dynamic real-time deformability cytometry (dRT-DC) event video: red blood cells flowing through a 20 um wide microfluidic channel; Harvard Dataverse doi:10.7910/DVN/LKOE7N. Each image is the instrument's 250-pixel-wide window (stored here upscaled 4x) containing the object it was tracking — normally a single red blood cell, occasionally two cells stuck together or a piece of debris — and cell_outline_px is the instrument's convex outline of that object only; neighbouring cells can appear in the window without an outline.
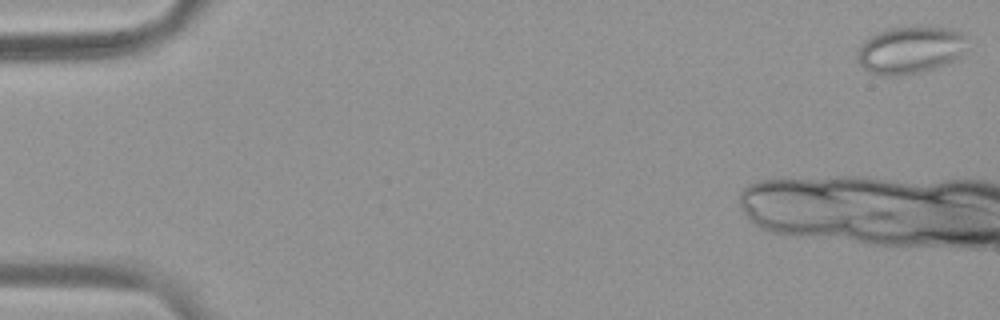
{"species": "common noctule bat (a hibernating species)", "species_latin": "Nyctalus noctula", "temperature_condition": "warm", "stored_images_in_passage": 4, "camera_frame_rate_fps": 3000, "um_per_image_px": 0.085, "animal": {"sex": "female", "body_mass_g": 19.9}, "frame": {"image": 1, "passage_image": 1, "time_ms": 0.0, "image_size_px": [1000, 320], "cell_outline_px": [[968, 36], [960, 56], [956, 60], [948, 64], [920, 72], [900, 76], [880, 76], [868, 72], [856, 60], [856, 52], [860, 44], [868, 36], [888, 28], [916, 24], [948, 28], [960, 32]], "centroid_in_image_um": [77.33, 4.22], "position_along_channel_um": 7.7, "area_um2": 31.33}}